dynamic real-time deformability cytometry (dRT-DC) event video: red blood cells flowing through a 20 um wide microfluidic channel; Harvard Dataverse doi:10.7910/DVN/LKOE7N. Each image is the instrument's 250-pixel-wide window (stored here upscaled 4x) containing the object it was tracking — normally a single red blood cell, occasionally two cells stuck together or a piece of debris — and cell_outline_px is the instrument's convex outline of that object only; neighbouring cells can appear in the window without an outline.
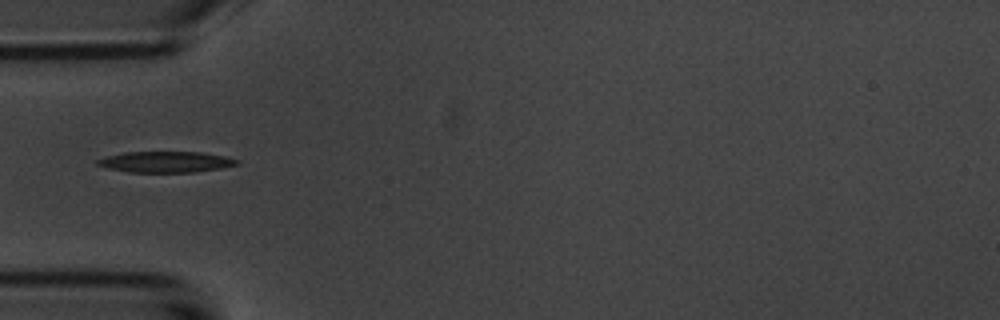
{"species": "common noctule bat (a hibernating species)", "species_latin": "Nyctalus noctula", "temperature_condition": "room temperature", "stored_images_in_passage": 4, "camera_frame_rate_fps": 3000, "um_per_image_px": 0.085, "animal": {"sex": "male", "body_mass_g": 20.1, "forearm_length_mm": 53.5}, "frame": {"image": 1, "passage_image": 3, "time_ms": 2.667, "image_size_px": [1000, 320], "cell_outline_px": [[240, 164], [220, 168], [192, 172], [132, 172], [108, 168], [96, 164], [96, 160], [108, 156], [124, 152], [200, 152], [224, 156], [240, 160]], "centroid_in_image_um": [14.11, 13.76], "position_along_channel_um": 70.9, "area_um2": 16.88}}
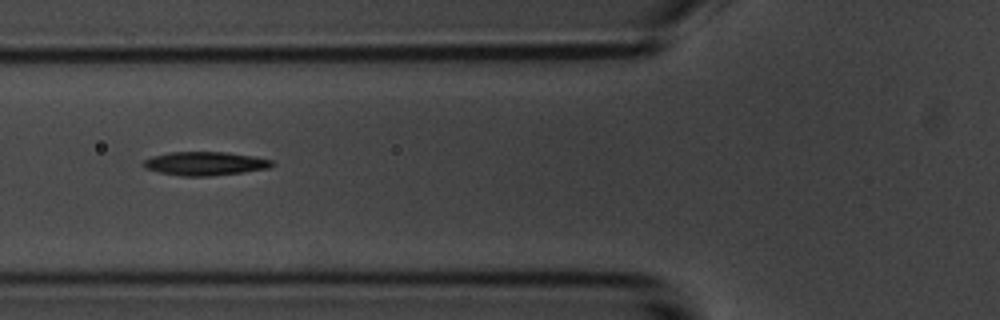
{"frame": {"image": 2, "passage_image": 4, "time_ms": 3.667, "image_size_px": [1000, 320], "cell_outline_px": [[276, 164], [268, 168], [244, 172], [208, 176], [184, 176], [160, 172], [144, 168], [140, 164], [144, 160], [152, 156], [168, 152], [224, 152], [256, 156], [272, 160]], "centroid_in_image_um": [17.43, 13.89], "position_along_channel_um": 108.4, "area_um2": 17.8}}